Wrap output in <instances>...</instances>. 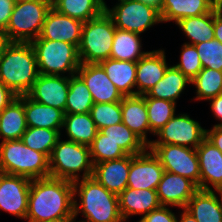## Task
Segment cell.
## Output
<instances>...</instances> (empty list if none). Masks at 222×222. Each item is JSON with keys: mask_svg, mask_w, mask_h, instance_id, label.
I'll use <instances>...</instances> for the list:
<instances>
[{"mask_svg": "<svg viewBox=\"0 0 222 222\" xmlns=\"http://www.w3.org/2000/svg\"><path fill=\"white\" fill-rule=\"evenodd\" d=\"M61 135L58 130L28 127L22 135L21 141L29 148L44 153L49 158Z\"/></svg>", "mask_w": 222, "mask_h": 222, "instance_id": "35", "label": "cell"}, {"mask_svg": "<svg viewBox=\"0 0 222 222\" xmlns=\"http://www.w3.org/2000/svg\"><path fill=\"white\" fill-rule=\"evenodd\" d=\"M198 190V186L190 179L164 171L157 195L162 206L183 209Z\"/></svg>", "mask_w": 222, "mask_h": 222, "instance_id": "17", "label": "cell"}, {"mask_svg": "<svg viewBox=\"0 0 222 222\" xmlns=\"http://www.w3.org/2000/svg\"><path fill=\"white\" fill-rule=\"evenodd\" d=\"M73 190L74 222L79 213L86 220L77 222H124L119 211L118 195L108 191L92 176L74 181Z\"/></svg>", "mask_w": 222, "mask_h": 222, "instance_id": "2", "label": "cell"}, {"mask_svg": "<svg viewBox=\"0 0 222 222\" xmlns=\"http://www.w3.org/2000/svg\"><path fill=\"white\" fill-rule=\"evenodd\" d=\"M10 43L8 37L4 33V31H0V59L3 55V52L6 48V46Z\"/></svg>", "mask_w": 222, "mask_h": 222, "instance_id": "49", "label": "cell"}, {"mask_svg": "<svg viewBox=\"0 0 222 222\" xmlns=\"http://www.w3.org/2000/svg\"><path fill=\"white\" fill-rule=\"evenodd\" d=\"M140 34L121 29L115 31L110 58L120 61L140 60L148 51H142Z\"/></svg>", "mask_w": 222, "mask_h": 222, "instance_id": "30", "label": "cell"}, {"mask_svg": "<svg viewBox=\"0 0 222 222\" xmlns=\"http://www.w3.org/2000/svg\"><path fill=\"white\" fill-rule=\"evenodd\" d=\"M119 211L124 222L130 216L149 214L152 210L161 207L157 190L132 189L126 187L118 195Z\"/></svg>", "mask_w": 222, "mask_h": 222, "instance_id": "20", "label": "cell"}, {"mask_svg": "<svg viewBox=\"0 0 222 222\" xmlns=\"http://www.w3.org/2000/svg\"><path fill=\"white\" fill-rule=\"evenodd\" d=\"M54 9L83 23L104 11L102 0H62Z\"/></svg>", "mask_w": 222, "mask_h": 222, "instance_id": "34", "label": "cell"}, {"mask_svg": "<svg viewBox=\"0 0 222 222\" xmlns=\"http://www.w3.org/2000/svg\"><path fill=\"white\" fill-rule=\"evenodd\" d=\"M122 122L147 146L152 142L144 95L124 96L121 100Z\"/></svg>", "mask_w": 222, "mask_h": 222, "instance_id": "22", "label": "cell"}, {"mask_svg": "<svg viewBox=\"0 0 222 222\" xmlns=\"http://www.w3.org/2000/svg\"><path fill=\"white\" fill-rule=\"evenodd\" d=\"M206 139L222 152V126H213L206 130Z\"/></svg>", "mask_w": 222, "mask_h": 222, "instance_id": "44", "label": "cell"}, {"mask_svg": "<svg viewBox=\"0 0 222 222\" xmlns=\"http://www.w3.org/2000/svg\"><path fill=\"white\" fill-rule=\"evenodd\" d=\"M138 222H146L142 217Z\"/></svg>", "mask_w": 222, "mask_h": 222, "instance_id": "55", "label": "cell"}, {"mask_svg": "<svg viewBox=\"0 0 222 222\" xmlns=\"http://www.w3.org/2000/svg\"><path fill=\"white\" fill-rule=\"evenodd\" d=\"M208 101L211 102L210 108L212 113H214V117L220 121V123L215 124V126H222V94L217 95Z\"/></svg>", "mask_w": 222, "mask_h": 222, "instance_id": "47", "label": "cell"}, {"mask_svg": "<svg viewBox=\"0 0 222 222\" xmlns=\"http://www.w3.org/2000/svg\"><path fill=\"white\" fill-rule=\"evenodd\" d=\"M196 88L195 100H210L222 94V71L203 68L191 81Z\"/></svg>", "mask_w": 222, "mask_h": 222, "instance_id": "36", "label": "cell"}, {"mask_svg": "<svg viewBox=\"0 0 222 222\" xmlns=\"http://www.w3.org/2000/svg\"><path fill=\"white\" fill-rule=\"evenodd\" d=\"M76 74L86 84L94 103H113L123 99L124 96L99 63L80 64Z\"/></svg>", "mask_w": 222, "mask_h": 222, "instance_id": "15", "label": "cell"}, {"mask_svg": "<svg viewBox=\"0 0 222 222\" xmlns=\"http://www.w3.org/2000/svg\"><path fill=\"white\" fill-rule=\"evenodd\" d=\"M150 144H173L196 149L206 138V129L187 113L175 114L155 134ZM190 145V146H189Z\"/></svg>", "mask_w": 222, "mask_h": 222, "instance_id": "11", "label": "cell"}, {"mask_svg": "<svg viewBox=\"0 0 222 222\" xmlns=\"http://www.w3.org/2000/svg\"><path fill=\"white\" fill-rule=\"evenodd\" d=\"M131 155L94 164L92 177L108 191L119 195L127 187Z\"/></svg>", "mask_w": 222, "mask_h": 222, "instance_id": "19", "label": "cell"}, {"mask_svg": "<svg viewBox=\"0 0 222 222\" xmlns=\"http://www.w3.org/2000/svg\"><path fill=\"white\" fill-rule=\"evenodd\" d=\"M94 102L84 81L77 75L69 76V92L65 114L90 113Z\"/></svg>", "mask_w": 222, "mask_h": 222, "instance_id": "32", "label": "cell"}, {"mask_svg": "<svg viewBox=\"0 0 222 222\" xmlns=\"http://www.w3.org/2000/svg\"><path fill=\"white\" fill-rule=\"evenodd\" d=\"M18 96L0 81V112Z\"/></svg>", "mask_w": 222, "mask_h": 222, "instance_id": "45", "label": "cell"}, {"mask_svg": "<svg viewBox=\"0 0 222 222\" xmlns=\"http://www.w3.org/2000/svg\"><path fill=\"white\" fill-rule=\"evenodd\" d=\"M181 49L179 63L173 65L180 70L189 80H193L203 69L195 45L184 43Z\"/></svg>", "mask_w": 222, "mask_h": 222, "instance_id": "41", "label": "cell"}, {"mask_svg": "<svg viewBox=\"0 0 222 222\" xmlns=\"http://www.w3.org/2000/svg\"><path fill=\"white\" fill-rule=\"evenodd\" d=\"M196 151L200 166V190H212L222 182V152L206 138Z\"/></svg>", "mask_w": 222, "mask_h": 222, "instance_id": "21", "label": "cell"}, {"mask_svg": "<svg viewBox=\"0 0 222 222\" xmlns=\"http://www.w3.org/2000/svg\"><path fill=\"white\" fill-rule=\"evenodd\" d=\"M27 128L23 95H20L0 112L1 142L20 140Z\"/></svg>", "mask_w": 222, "mask_h": 222, "instance_id": "25", "label": "cell"}, {"mask_svg": "<svg viewBox=\"0 0 222 222\" xmlns=\"http://www.w3.org/2000/svg\"><path fill=\"white\" fill-rule=\"evenodd\" d=\"M0 171L30 180L47 178L49 158L26 146L21 139L0 142Z\"/></svg>", "mask_w": 222, "mask_h": 222, "instance_id": "4", "label": "cell"}, {"mask_svg": "<svg viewBox=\"0 0 222 222\" xmlns=\"http://www.w3.org/2000/svg\"><path fill=\"white\" fill-rule=\"evenodd\" d=\"M116 27L103 11L99 16L83 23L78 55L81 64H98L111 55Z\"/></svg>", "mask_w": 222, "mask_h": 222, "instance_id": "6", "label": "cell"}, {"mask_svg": "<svg viewBox=\"0 0 222 222\" xmlns=\"http://www.w3.org/2000/svg\"><path fill=\"white\" fill-rule=\"evenodd\" d=\"M138 1H140L143 4H146L148 6H151V7L155 8L156 10H158L159 12H161L163 0H138Z\"/></svg>", "mask_w": 222, "mask_h": 222, "instance_id": "50", "label": "cell"}, {"mask_svg": "<svg viewBox=\"0 0 222 222\" xmlns=\"http://www.w3.org/2000/svg\"><path fill=\"white\" fill-rule=\"evenodd\" d=\"M176 214L168 208V206H161L156 210H152L149 214H146L142 218L146 222H176Z\"/></svg>", "mask_w": 222, "mask_h": 222, "instance_id": "42", "label": "cell"}, {"mask_svg": "<svg viewBox=\"0 0 222 222\" xmlns=\"http://www.w3.org/2000/svg\"><path fill=\"white\" fill-rule=\"evenodd\" d=\"M30 179L0 172V210L26 219Z\"/></svg>", "mask_w": 222, "mask_h": 222, "instance_id": "12", "label": "cell"}, {"mask_svg": "<svg viewBox=\"0 0 222 222\" xmlns=\"http://www.w3.org/2000/svg\"><path fill=\"white\" fill-rule=\"evenodd\" d=\"M30 43L36 55L39 74L64 76L68 72L69 77L77 73L81 63L75 45L46 39H34Z\"/></svg>", "mask_w": 222, "mask_h": 222, "instance_id": "7", "label": "cell"}, {"mask_svg": "<svg viewBox=\"0 0 222 222\" xmlns=\"http://www.w3.org/2000/svg\"><path fill=\"white\" fill-rule=\"evenodd\" d=\"M203 68L222 71V43L217 39L195 45Z\"/></svg>", "mask_w": 222, "mask_h": 222, "instance_id": "40", "label": "cell"}, {"mask_svg": "<svg viewBox=\"0 0 222 222\" xmlns=\"http://www.w3.org/2000/svg\"><path fill=\"white\" fill-rule=\"evenodd\" d=\"M130 0H118V2L116 4H120V3H124V2H128Z\"/></svg>", "mask_w": 222, "mask_h": 222, "instance_id": "54", "label": "cell"}, {"mask_svg": "<svg viewBox=\"0 0 222 222\" xmlns=\"http://www.w3.org/2000/svg\"><path fill=\"white\" fill-rule=\"evenodd\" d=\"M50 8H54L59 2H61L62 0H45Z\"/></svg>", "mask_w": 222, "mask_h": 222, "instance_id": "53", "label": "cell"}, {"mask_svg": "<svg viewBox=\"0 0 222 222\" xmlns=\"http://www.w3.org/2000/svg\"><path fill=\"white\" fill-rule=\"evenodd\" d=\"M63 127L68 141L87 146L93 143L99 131L90 113L65 114Z\"/></svg>", "mask_w": 222, "mask_h": 222, "instance_id": "29", "label": "cell"}, {"mask_svg": "<svg viewBox=\"0 0 222 222\" xmlns=\"http://www.w3.org/2000/svg\"><path fill=\"white\" fill-rule=\"evenodd\" d=\"M197 222H222V204L211 190H198L184 208Z\"/></svg>", "mask_w": 222, "mask_h": 222, "instance_id": "27", "label": "cell"}, {"mask_svg": "<svg viewBox=\"0 0 222 222\" xmlns=\"http://www.w3.org/2000/svg\"><path fill=\"white\" fill-rule=\"evenodd\" d=\"M150 131L154 135L176 113V103L153 97H145Z\"/></svg>", "mask_w": 222, "mask_h": 222, "instance_id": "37", "label": "cell"}, {"mask_svg": "<svg viewBox=\"0 0 222 222\" xmlns=\"http://www.w3.org/2000/svg\"><path fill=\"white\" fill-rule=\"evenodd\" d=\"M214 39L222 43V5L214 9Z\"/></svg>", "mask_w": 222, "mask_h": 222, "instance_id": "46", "label": "cell"}, {"mask_svg": "<svg viewBox=\"0 0 222 222\" xmlns=\"http://www.w3.org/2000/svg\"><path fill=\"white\" fill-rule=\"evenodd\" d=\"M23 104L28 127L47 128L61 132L65 112L55 107L40 104L23 95Z\"/></svg>", "mask_w": 222, "mask_h": 222, "instance_id": "24", "label": "cell"}, {"mask_svg": "<svg viewBox=\"0 0 222 222\" xmlns=\"http://www.w3.org/2000/svg\"><path fill=\"white\" fill-rule=\"evenodd\" d=\"M69 92V77L66 75L39 74L31 90L26 94L40 104L58 108L65 112Z\"/></svg>", "mask_w": 222, "mask_h": 222, "instance_id": "14", "label": "cell"}, {"mask_svg": "<svg viewBox=\"0 0 222 222\" xmlns=\"http://www.w3.org/2000/svg\"><path fill=\"white\" fill-rule=\"evenodd\" d=\"M50 6L45 0H17L4 33L10 42H31L41 33Z\"/></svg>", "mask_w": 222, "mask_h": 222, "instance_id": "8", "label": "cell"}, {"mask_svg": "<svg viewBox=\"0 0 222 222\" xmlns=\"http://www.w3.org/2000/svg\"><path fill=\"white\" fill-rule=\"evenodd\" d=\"M105 2L102 0L103 9L117 29L141 35L155 24L162 23L158 10L138 0L116 4L112 8L108 7Z\"/></svg>", "mask_w": 222, "mask_h": 222, "instance_id": "9", "label": "cell"}, {"mask_svg": "<svg viewBox=\"0 0 222 222\" xmlns=\"http://www.w3.org/2000/svg\"><path fill=\"white\" fill-rule=\"evenodd\" d=\"M211 191L214 193L215 192L218 193L219 196L216 195V197L219 200V202L222 204V182L219 183L216 187H214V190L212 189Z\"/></svg>", "mask_w": 222, "mask_h": 222, "instance_id": "51", "label": "cell"}, {"mask_svg": "<svg viewBox=\"0 0 222 222\" xmlns=\"http://www.w3.org/2000/svg\"><path fill=\"white\" fill-rule=\"evenodd\" d=\"M99 64L123 96L136 95L137 62L108 58Z\"/></svg>", "mask_w": 222, "mask_h": 222, "instance_id": "26", "label": "cell"}, {"mask_svg": "<svg viewBox=\"0 0 222 222\" xmlns=\"http://www.w3.org/2000/svg\"><path fill=\"white\" fill-rule=\"evenodd\" d=\"M82 26V21L61 14L54 8H50L37 39L63 41L71 43L78 48L81 40Z\"/></svg>", "mask_w": 222, "mask_h": 222, "instance_id": "16", "label": "cell"}, {"mask_svg": "<svg viewBox=\"0 0 222 222\" xmlns=\"http://www.w3.org/2000/svg\"><path fill=\"white\" fill-rule=\"evenodd\" d=\"M188 84H191V80L173 65H169L163 78L150 88L144 94V97H153L177 103V99Z\"/></svg>", "mask_w": 222, "mask_h": 222, "instance_id": "28", "label": "cell"}, {"mask_svg": "<svg viewBox=\"0 0 222 222\" xmlns=\"http://www.w3.org/2000/svg\"><path fill=\"white\" fill-rule=\"evenodd\" d=\"M165 50L148 51L137 61L136 68V95H144L159 80L168 68Z\"/></svg>", "mask_w": 222, "mask_h": 222, "instance_id": "18", "label": "cell"}, {"mask_svg": "<svg viewBox=\"0 0 222 222\" xmlns=\"http://www.w3.org/2000/svg\"><path fill=\"white\" fill-rule=\"evenodd\" d=\"M164 168L148 148L141 154L131 155L127 187L157 190Z\"/></svg>", "mask_w": 222, "mask_h": 222, "instance_id": "13", "label": "cell"}, {"mask_svg": "<svg viewBox=\"0 0 222 222\" xmlns=\"http://www.w3.org/2000/svg\"><path fill=\"white\" fill-rule=\"evenodd\" d=\"M175 24L191 40L184 43L196 45L214 39V10L207 14L183 18Z\"/></svg>", "mask_w": 222, "mask_h": 222, "instance_id": "31", "label": "cell"}, {"mask_svg": "<svg viewBox=\"0 0 222 222\" xmlns=\"http://www.w3.org/2000/svg\"><path fill=\"white\" fill-rule=\"evenodd\" d=\"M100 132L106 139L117 143L128 155L141 154L148 148L123 122L102 128Z\"/></svg>", "mask_w": 222, "mask_h": 222, "instance_id": "33", "label": "cell"}, {"mask_svg": "<svg viewBox=\"0 0 222 222\" xmlns=\"http://www.w3.org/2000/svg\"><path fill=\"white\" fill-rule=\"evenodd\" d=\"M183 212L179 215L180 218L177 217L176 222H197L195 218L187 212L184 208L182 209Z\"/></svg>", "mask_w": 222, "mask_h": 222, "instance_id": "48", "label": "cell"}, {"mask_svg": "<svg viewBox=\"0 0 222 222\" xmlns=\"http://www.w3.org/2000/svg\"><path fill=\"white\" fill-rule=\"evenodd\" d=\"M148 150L159 159L164 171L186 177L200 189V166L196 149L173 144H149Z\"/></svg>", "mask_w": 222, "mask_h": 222, "instance_id": "10", "label": "cell"}, {"mask_svg": "<svg viewBox=\"0 0 222 222\" xmlns=\"http://www.w3.org/2000/svg\"><path fill=\"white\" fill-rule=\"evenodd\" d=\"M219 4L218 0H163L161 20L176 23L186 17L212 12Z\"/></svg>", "mask_w": 222, "mask_h": 222, "instance_id": "23", "label": "cell"}, {"mask_svg": "<svg viewBox=\"0 0 222 222\" xmlns=\"http://www.w3.org/2000/svg\"><path fill=\"white\" fill-rule=\"evenodd\" d=\"M39 75L30 42H10L0 59V81L17 96L26 95Z\"/></svg>", "mask_w": 222, "mask_h": 222, "instance_id": "3", "label": "cell"}, {"mask_svg": "<svg viewBox=\"0 0 222 222\" xmlns=\"http://www.w3.org/2000/svg\"><path fill=\"white\" fill-rule=\"evenodd\" d=\"M17 0H0V31H5Z\"/></svg>", "mask_w": 222, "mask_h": 222, "instance_id": "43", "label": "cell"}, {"mask_svg": "<svg viewBox=\"0 0 222 222\" xmlns=\"http://www.w3.org/2000/svg\"><path fill=\"white\" fill-rule=\"evenodd\" d=\"M90 115L99 131L102 128L119 124L122 122L121 101L94 103Z\"/></svg>", "mask_w": 222, "mask_h": 222, "instance_id": "39", "label": "cell"}, {"mask_svg": "<svg viewBox=\"0 0 222 222\" xmlns=\"http://www.w3.org/2000/svg\"><path fill=\"white\" fill-rule=\"evenodd\" d=\"M28 222H74V218H58V219H54V220L28 221Z\"/></svg>", "mask_w": 222, "mask_h": 222, "instance_id": "52", "label": "cell"}, {"mask_svg": "<svg viewBox=\"0 0 222 222\" xmlns=\"http://www.w3.org/2000/svg\"><path fill=\"white\" fill-rule=\"evenodd\" d=\"M89 147L93 165L99 162L120 159L128 155L117 143L106 139V136L100 131H98Z\"/></svg>", "mask_w": 222, "mask_h": 222, "instance_id": "38", "label": "cell"}, {"mask_svg": "<svg viewBox=\"0 0 222 222\" xmlns=\"http://www.w3.org/2000/svg\"><path fill=\"white\" fill-rule=\"evenodd\" d=\"M60 140L61 138L53 147L49 157V177L72 182L79 180L81 175L82 179L91 177L94 165L90 147L73 141Z\"/></svg>", "mask_w": 222, "mask_h": 222, "instance_id": "5", "label": "cell"}, {"mask_svg": "<svg viewBox=\"0 0 222 222\" xmlns=\"http://www.w3.org/2000/svg\"><path fill=\"white\" fill-rule=\"evenodd\" d=\"M58 218H74L73 182L52 177L32 180L26 220Z\"/></svg>", "mask_w": 222, "mask_h": 222, "instance_id": "1", "label": "cell"}]
</instances>
